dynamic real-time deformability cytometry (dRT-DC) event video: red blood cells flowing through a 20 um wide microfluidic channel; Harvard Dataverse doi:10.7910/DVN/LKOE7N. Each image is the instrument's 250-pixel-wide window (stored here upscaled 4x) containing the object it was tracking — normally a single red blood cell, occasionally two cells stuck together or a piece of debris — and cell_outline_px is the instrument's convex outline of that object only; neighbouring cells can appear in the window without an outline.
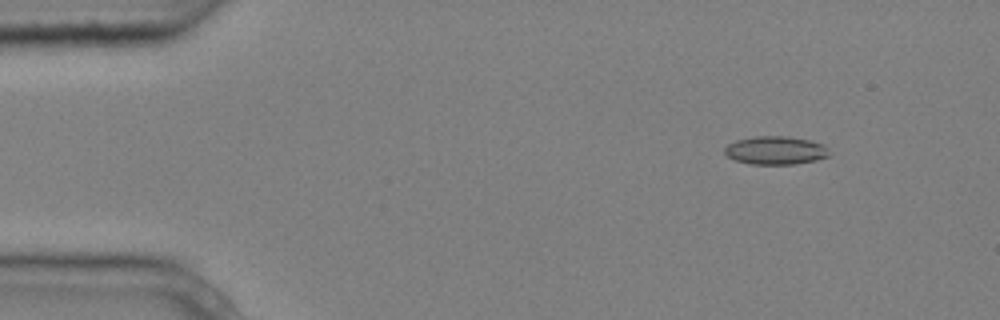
{"species": "common noctule bat (a hibernating species)", "species_latin": "Nyctalus noctula", "temperature_condition": "cold", "stored_images_in_passage": 5, "camera_frame_rate_fps": 3000, "um_per_image_px": 0.085, "animal": {"sex": "male", "body_mass_g": 20.4}, "frame": {"image": 1, "passage_image": 2, "time_ms": 0.333, "image_size_px": [1000, 320], "cell_outline_px": [[828, 156], [816, 160], [796, 164], [748, 164], [736, 160], [728, 156], [724, 152], [724, 148], [728, 144], [736, 140], [756, 136], [788, 136], [808, 140], [824, 144], [828, 152]], "centroid_in_image_um": [65.9, 12.78], "position_along_channel_um": 19.1, "area_um2": 17.17}}
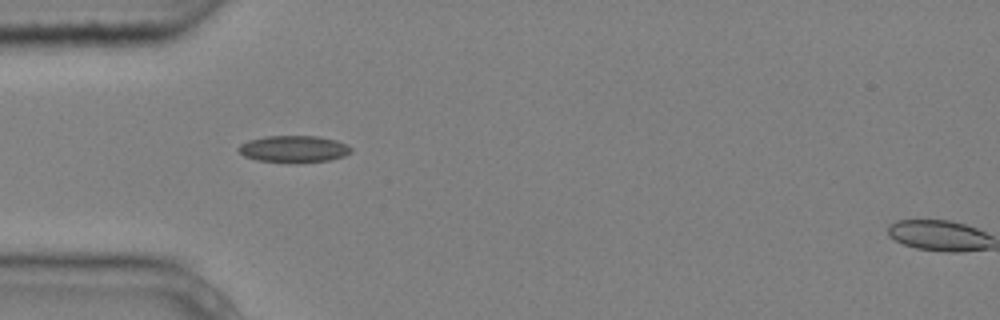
{"frame": {"image": 2, "passage_image": 4, "time_ms": 1.0, "image_size_px": [1000, 320], "cell_outline_px": [[352, 152], [344, 156], [328, 160], [256, 160], [244, 156], [236, 148], [240, 144], [248, 140], [264, 136], [320, 136], [336, 140], [348, 144], [352, 148]], "centroid_in_image_um": [24.98, 12.61], "position_along_channel_um": 60.0, "area_um2": 16.99}}
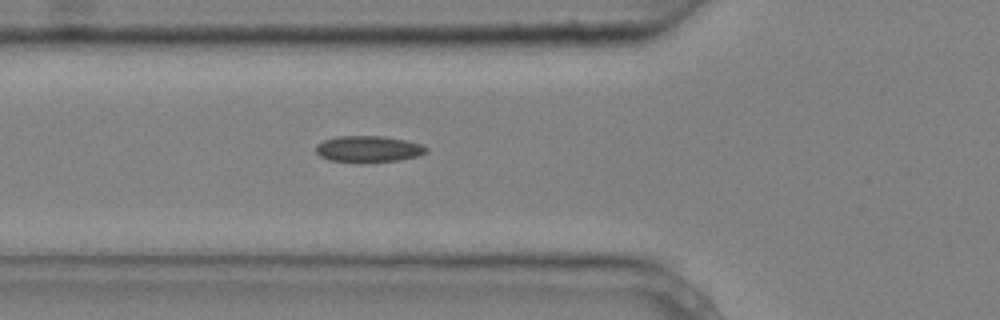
{"frame": {"image": 3, "passage_image": 5, "time_ms": 1.333, "image_size_px": [1000, 320], "cell_outline_px": [[428, 152], [420, 156], [400, 160], [364, 164], [360, 164], [328, 160], [320, 156], [316, 152], [316, 144], [324, 140], [336, 136], [384, 136], [404, 140], [420, 144], [428, 148]], "centroid_in_image_um": [31.31, 12.7], "position_along_channel_um": 94.5, "area_um2": 17.51}}